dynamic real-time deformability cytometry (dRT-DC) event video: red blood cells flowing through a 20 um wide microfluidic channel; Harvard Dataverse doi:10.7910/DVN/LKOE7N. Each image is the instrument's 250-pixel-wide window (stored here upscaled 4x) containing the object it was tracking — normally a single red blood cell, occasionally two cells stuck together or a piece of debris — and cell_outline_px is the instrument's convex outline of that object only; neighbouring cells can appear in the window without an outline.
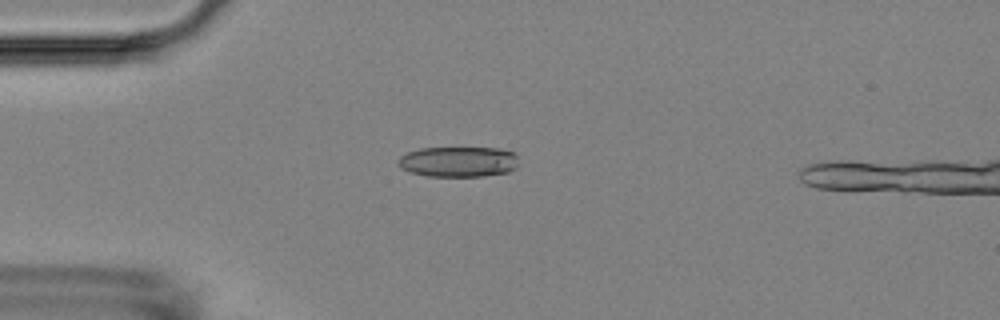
{"species": "Egyptian fruit bat (a non-hibernating species)", "species_latin": "Rousettus aegyptiacus", "temperature_condition": "room temperature", "stored_images_in_passage": 41, "camera_frame_rate_fps": 3000, "um_per_image_px": 0.085, "animal": {"sex": "female"}, "frame": {"image": 1, "passage_image": 2, "time_ms": 0.333, "image_size_px": [1000, 320], "cell_outline_px": [[516, 168], [508, 172], [484, 176], [428, 176], [412, 172], [400, 168], [396, 164], [396, 160], [400, 156], [408, 152], [420, 148], [500, 148], [516, 152]], "centroid_in_image_um": [38.95, 13.74], "position_along_channel_um": 46.1, "area_um2": 21.5}}
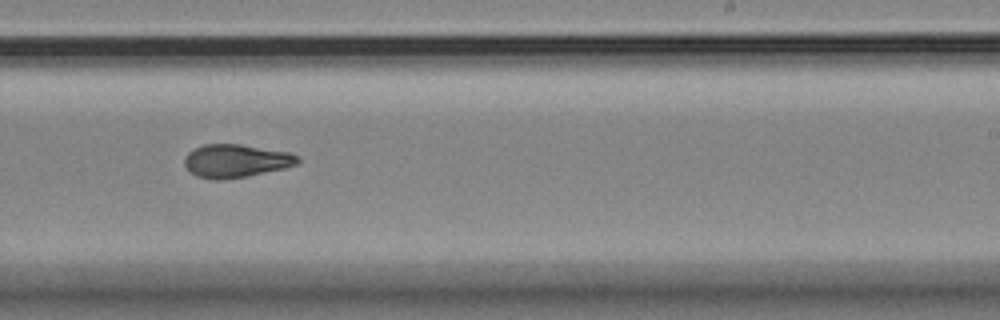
{"frame": {"image": 2, "passage_image": 22, "time_ms": 7.0, "image_size_px": [1000, 320], "cell_outline_px": [[300, 160], [296, 164], [284, 168], [248, 176], [220, 180], [216, 180], [196, 176], [188, 172], [184, 164], [184, 160], [188, 152], [204, 144], [240, 144], [292, 152], [300, 156]], "centroid_in_image_um": [20.06, 13.67], "position_along_channel_um": 268.9, "area_um2": 22.08}}
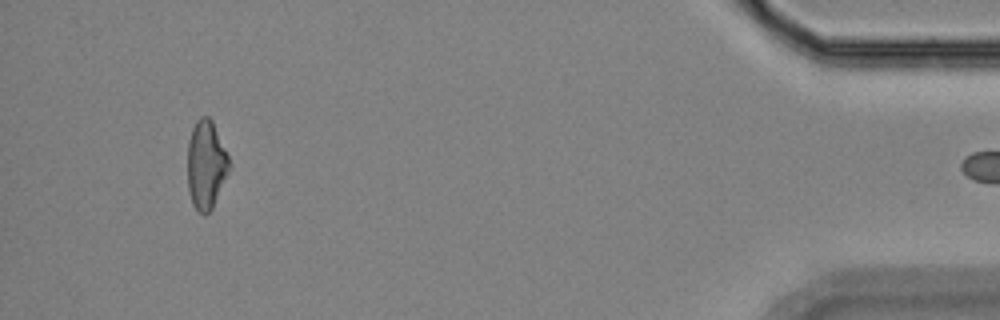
{"frame": {"image": 3, "passage_image": 40, "time_ms": 13.0, "image_size_px": [1000, 320], "cell_outline_px": [[232, 168], [212, 208], [204, 216], [192, 204], [188, 188], [188, 140], [192, 128], [196, 120], [200, 116], [208, 116], [212, 120], [232, 164]], "centroid_in_image_um": [17.54, 14.0], "position_along_channel_um": 417.7, "area_um2": 21.79}}